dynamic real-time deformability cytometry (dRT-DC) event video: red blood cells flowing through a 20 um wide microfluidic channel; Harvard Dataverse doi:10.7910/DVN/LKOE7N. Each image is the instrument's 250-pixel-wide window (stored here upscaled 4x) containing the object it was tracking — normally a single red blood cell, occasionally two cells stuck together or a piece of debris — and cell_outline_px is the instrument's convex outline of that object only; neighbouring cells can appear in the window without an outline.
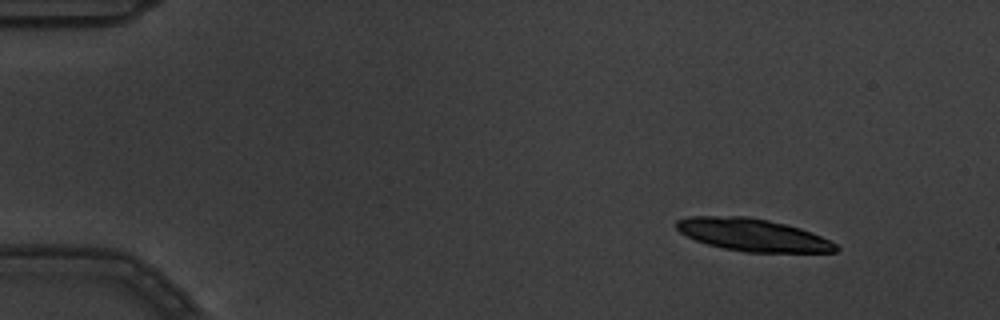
{"species": "common noctule bat (a hibernating species)", "species_latin": "Nyctalus noctula", "temperature_condition": "warm", "stored_images_in_passage": 5, "camera_frame_rate_fps": 3000, "um_per_image_px": 0.085, "animal": {"sex": "male", "body_mass_g": 19.5, "forearm_length_mm": 54.6}, "frame": {"image": 1, "passage_image": 1, "time_ms": 0.0, "image_size_px": [1000, 320], "cell_outline_px": [[840, 248], [836, 252], [744, 252], [724, 248], [708, 244], [696, 240], [680, 232], [676, 228], [676, 220], [688, 216], [748, 216], [768, 220], [800, 228], [812, 232], [836, 244]], "centroid_in_image_um": [63.97, 19.96], "position_along_channel_um": 21.0, "area_um2": 30.06}}
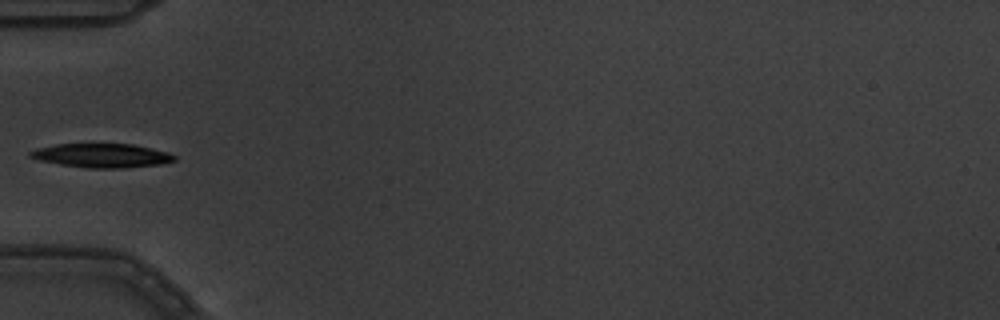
{"frame": {"image": 2, "passage_image": 5, "time_ms": 1.333, "image_size_px": [1000, 320], "cell_outline_px": [[176, 160], [160, 164], [124, 168], [88, 168], [60, 164], [40, 160], [28, 156], [28, 152], [36, 148], [56, 144], [132, 144], [152, 148], [168, 152], [176, 156]], "centroid_in_image_um": [8.65, 13.22], "position_along_channel_um": 76.3, "area_um2": 20.11}}